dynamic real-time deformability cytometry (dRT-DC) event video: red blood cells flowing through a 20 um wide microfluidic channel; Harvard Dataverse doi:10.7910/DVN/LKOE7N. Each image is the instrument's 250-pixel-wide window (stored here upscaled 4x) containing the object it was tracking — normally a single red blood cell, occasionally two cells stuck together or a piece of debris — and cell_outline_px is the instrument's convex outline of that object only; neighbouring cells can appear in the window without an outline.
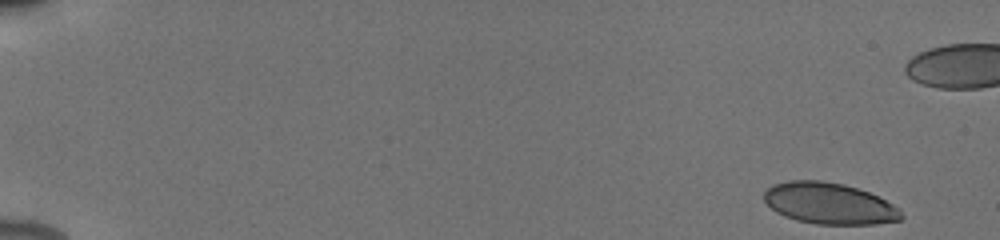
{"species": "human", "species_latin": "Homo sapiens", "temperature_condition": "cold", "stored_images_in_passage": 47, "camera_frame_rate_fps": 3000, "um_per_image_px": 0.085, "donor": {"sex": "male"}, "frame": {"image": 1, "passage_image": 1, "time_ms": 0.0, "image_size_px": [1000, 240], "cell_outline_px": [[904, 216], [900, 220], [876, 224], [816, 224], [796, 220], [784, 216], [776, 212], [764, 200], [764, 192], [772, 184], [788, 180], [820, 180], [844, 184], [880, 196], [900, 208]], "centroid_in_image_um": [70.51, 17.29], "position_along_channel_um": 14.5, "area_um2": 33.29}}
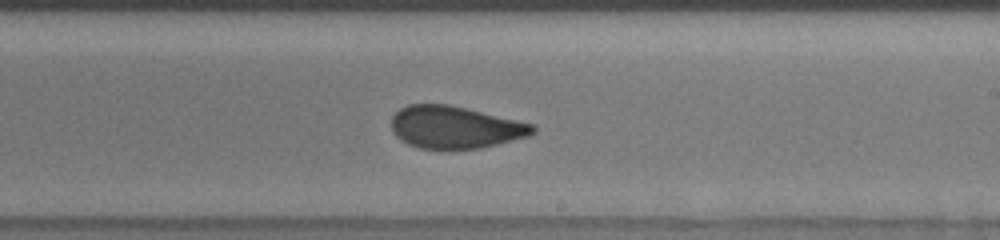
{"frame": {"image": 2, "passage_image": 32, "time_ms": 10.333, "image_size_px": [1000, 240], "cell_outline_px": [[536, 132], [528, 136], [480, 148], [420, 148], [408, 144], [400, 140], [392, 132], [392, 116], [400, 108], [408, 104], [448, 104], [536, 124]], "centroid_in_image_um": [38.68, 10.8], "position_along_channel_um": 250.3, "area_um2": 34.74}}
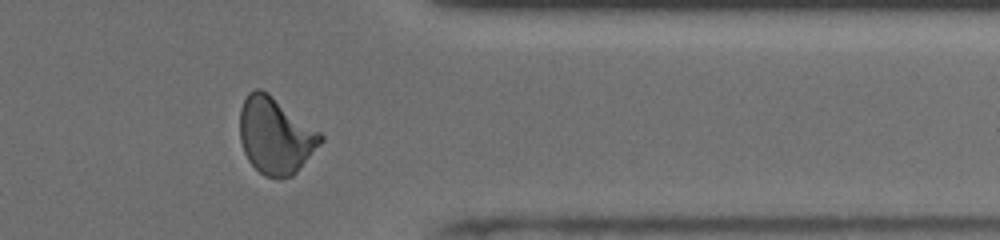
{"frame": {"image": 3, "passage_image": 43, "time_ms": 14.0, "image_size_px": [1000, 240], "cell_outline_px": [[324, 140], [296, 172], [292, 176], [280, 180], [276, 180], [264, 176], [248, 160], [244, 152], [240, 140], [240, 108], [248, 92], [256, 88], [260, 88], [268, 92], [320, 132], [324, 136]], "centroid_in_image_um": [23.4, 11.54], "position_along_channel_um": 388.0, "area_um2": 36.13}}